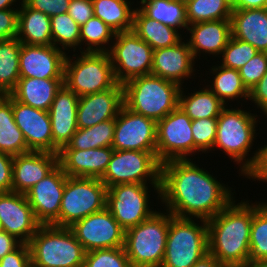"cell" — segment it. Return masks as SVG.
<instances>
[{"instance_id": "cell-57", "label": "cell", "mask_w": 267, "mask_h": 267, "mask_svg": "<svg viewBox=\"0 0 267 267\" xmlns=\"http://www.w3.org/2000/svg\"><path fill=\"white\" fill-rule=\"evenodd\" d=\"M233 6L238 0H227Z\"/></svg>"}, {"instance_id": "cell-50", "label": "cell", "mask_w": 267, "mask_h": 267, "mask_svg": "<svg viewBox=\"0 0 267 267\" xmlns=\"http://www.w3.org/2000/svg\"><path fill=\"white\" fill-rule=\"evenodd\" d=\"M266 143V144H265ZM264 144L259 145V156L254 168L246 175L244 179H249L251 182H263L267 184V140ZM257 181V182H256Z\"/></svg>"}, {"instance_id": "cell-3", "label": "cell", "mask_w": 267, "mask_h": 267, "mask_svg": "<svg viewBox=\"0 0 267 267\" xmlns=\"http://www.w3.org/2000/svg\"><path fill=\"white\" fill-rule=\"evenodd\" d=\"M245 108V105H241L240 108L239 105L234 108L233 105H229L222 109L217 118L216 140L210 152V155L215 154L217 150L222 154L225 153L231 162H235L234 164L240 167L237 174L239 177L242 176L241 178H245L257 162L259 147L257 146L254 151L253 146L257 140L256 136L259 135L257 131H261L258 128L260 125L258 119L260 116L261 119L263 118L259 113L258 115L256 112L252 113L250 106L249 109Z\"/></svg>"}, {"instance_id": "cell-37", "label": "cell", "mask_w": 267, "mask_h": 267, "mask_svg": "<svg viewBox=\"0 0 267 267\" xmlns=\"http://www.w3.org/2000/svg\"><path fill=\"white\" fill-rule=\"evenodd\" d=\"M115 130V120H107L90 128H78L71 141L62 149L87 150L111 147Z\"/></svg>"}, {"instance_id": "cell-5", "label": "cell", "mask_w": 267, "mask_h": 267, "mask_svg": "<svg viewBox=\"0 0 267 267\" xmlns=\"http://www.w3.org/2000/svg\"><path fill=\"white\" fill-rule=\"evenodd\" d=\"M28 246L32 267H83L86 251L70 227L40 225Z\"/></svg>"}, {"instance_id": "cell-23", "label": "cell", "mask_w": 267, "mask_h": 267, "mask_svg": "<svg viewBox=\"0 0 267 267\" xmlns=\"http://www.w3.org/2000/svg\"><path fill=\"white\" fill-rule=\"evenodd\" d=\"M79 97L65 85L57 92L48 110L53 137V153L66 146L77 131V107Z\"/></svg>"}, {"instance_id": "cell-7", "label": "cell", "mask_w": 267, "mask_h": 267, "mask_svg": "<svg viewBox=\"0 0 267 267\" xmlns=\"http://www.w3.org/2000/svg\"><path fill=\"white\" fill-rule=\"evenodd\" d=\"M207 253V221L175 217L170 213L167 242L161 267H192Z\"/></svg>"}, {"instance_id": "cell-44", "label": "cell", "mask_w": 267, "mask_h": 267, "mask_svg": "<svg viewBox=\"0 0 267 267\" xmlns=\"http://www.w3.org/2000/svg\"><path fill=\"white\" fill-rule=\"evenodd\" d=\"M238 72L243 85L250 92L267 72V53L258 52Z\"/></svg>"}, {"instance_id": "cell-24", "label": "cell", "mask_w": 267, "mask_h": 267, "mask_svg": "<svg viewBox=\"0 0 267 267\" xmlns=\"http://www.w3.org/2000/svg\"><path fill=\"white\" fill-rule=\"evenodd\" d=\"M113 151L112 147L61 149L58 153V164L69 177L100 179L107 169Z\"/></svg>"}, {"instance_id": "cell-11", "label": "cell", "mask_w": 267, "mask_h": 267, "mask_svg": "<svg viewBox=\"0 0 267 267\" xmlns=\"http://www.w3.org/2000/svg\"><path fill=\"white\" fill-rule=\"evenodd\" d=\"M160 176L157 152L114 150L100 180L107 188L125 183L160 185Z\"/></svg>"}, {"instance_id": "cell-45", "label": "cell", "mask_w": 267, "mask_h": 267, "mask_svg": "<svg viewBox=\"0 0 267 267\" xmlns=\"http://www.w3.org/2000/svg\"><path fill=\"white\" fill-rule=\"evenodd\" d=\"M71 0H23L30 8L41 11L49 17L68 12Z\"/></svg>"}, {"instance_id": "cell-13", "label": "cell", "mask_w": 267, "mask_h": 267, "mask_svg": "<svg viewBox=\"0 0 267 267\" xmlns=\"http://www.w3.org/2000/svg\"><path fill=\"white\" fill-rule=\"evenodd\" d=\"M156 152L161 164L194 156L192 120L179 107L157 122Z\"/></svg>"}, {"instance_id": "cell-41", "label": "cell", "mask_w": 267, "mask_h": 267, "mask_svg": "<svg viewBox=\"0 0 267 267\" xmlns=\"http://www.w3.org/2000/svg\"><path fill=\"white\" fill-rule=\"evenodd\" d=\"M258 50L248 42L238 40L231 36L228 44L223 49L222 57L217 58V63L220 65L239 70L245 64H247L255 55L258 54Z\"/></svg>"}, {"instance_id": "cell-25", "label": "cell", "mask_w": 267, "mask_h": 267, "mask_svg": "<svg viewBox=\"0 0 267 267\" xmlns=\"http://www.w3.org/2000/svg\"><path fill=\"white\" fill-rule=\"evenodd\" d=\"M58 165V154L30 151L16 155L12 166V191L26 194Z\"/></svg>"}, {"instance_id": "cell-31", "label": "cell", "mask_w": 267, "mask_h": 267, "mask_svg": "<svg viewBox=\"0 0 267 267\" xmlns=\"http://www.w3.org/2000/svg\"><path fill=\"white\" fill-rule=\"evenodd\" d=\"M132 31L153 50L171 47L184 38L180 31L150 19L138 7H135L134 11Z\"/></svg>"}, {"instance_id": "cell-14", "label": "cell", "mask_w": 267, "mask_h": 267, "mask_svg": "<svg viewBox=\"0 0 267 267\" xmlns=\"http://www.w3.org/2000/svg\"><path fill=\"white\" fill-rule=\"evenodd\" d=\"M70 229L86 252L124 247L125 230L106 207L76 221Z\"/></svg>"}, {"instance_id": "cell-16", "label": "cell", "mask_w": 267, "mask_h": 267, "mask_svg": "<svg viewBox=\"0 0 267 267\" xmlns=\"http://www.w3.org/2000/svg\"><path fill=\"white\" fill-rule=\"evenodd\" d=\"M67 175L58 164L26 192V198L41 225L59 226V213Z\"/></svg>"}, {"instance_id": "cell-8", "label": "cell", "mask_w": 267, "mask_h": 267, "mask_svg": "<svg viewBox=\"0 0 267 267\" xmlns=\"http://www.w3.org/2000/svg\"><path fill=\"white\" fill-rule=\"evenodd\" d=\"M70 54L64 64V85L78 97L111 89L117 83L108 53Z\"/></svg>"}, {"instance_id": "cell-21", "label": "cell", "mask_w": 267, "mask_h": 267, "mask_svg": "<svg viewBox=\"0 0 267 267\" xmlns=\"http://www.w3.org/2000/svg\"><path fill=\"white\" fill-rule=\"evenodd\" d=\"M186 32L184 37L195 60L199 62L201 60L200 56L207 59L208 56L211 57L212 55L213 61L217 57H221L223 49L232 36L231 21L230 19H222L199 22L188 25Z\"/></svg>"}, {"instance_id": "cell-22", "label": "cell", "mask_w": 267, "mask_h": 267, "mask_svg": "<svg viewBox=\"0 0 267 267\" xmlns=\"http://www.w3.org/2000/svg\"><path fill=\"white\" fill-rule=\"evenodd\" d=\"M123 105L124 90L119 83L111 89L81 96L77 107V126L90 128L107 120H115Z\"/></svg>"}, {"instance_id": "cell-15", "label": "cell", "mask_w": 267, "mask_h": 267, "mask_svg": "<svg viewBox=\"0 0 267 267\" xmlns=\"http://www.w3.org/2000/svg\"><path fill=\"white\" fill-rule=\"evenodd\" d=\"M157 123L125 105L115 118L114 150L156 152Z\"/></svg>"}, {"instance_id": "cell-54", "label": "cell", "mask_w": 267, "mask_h": 267, "mask_svg": "<svg viewBox=\"0 0 267 267\" xmlns=\"http://www.w3.org/2000/svg\"><path fill=\"white\" fill-rule=\"evenodd\" d=\"M192 267H224L212 254L209 252L199 259Z\"/></svg>"}, {"instance_id": "cell-10", "label": "cell", "mask_w": 267, "mask_h": 267, "mask_svg": "<svg viewBox=\"0 0 267 267\" xmlns=\"http://www.w3.org/2000/svg\"><path fill=\"white\" fill-rule=\"evenodd\" d=\"M106 185L99 178L67 176L62 195L59 227H71L106 207Z\"/></svg>"}, {"instance_id": "cell-29", "label": "cell", "mask_w": 267, "mask_h": 267, "mask_svg": "<svg viewBox=\"0 0 267 267\" xmlns=\"http://www.w3.org/2000/svg\"><path fill=\"white\" fill-rule=\"evenodd\" d=\"M202 77L203 76H201L200 79L201 81L199 80L197 83V85H199L200 82L198 89L192 86L194 89L190 87L191 92H189V89L186 88L187 81L184 86L185 88L181 87L180 89L178 107L184 111L191 120L218 118L222 109L225 107V104L206 86L207 82L201 84V82L203 83Z\"/></svg>"}, {"instance_id": "cell-51", "label": "cell", "mask_w": 267, "mask_h": 267, "mask_svg": "<svg viewBox=\"0 0 267 267\" xmlns=\"http://www.w3.org/2000/svg\"><path fill=\"white\" fill-rule=\"evenodd\" d=\"M14 156L0 152V193L12 191V166Z\"/></svg>"}, {"instance_id": "cell-58", "label": "cell", "mask_w": 267, "mask_h": 267, "mask_svg": "<svg viewBox=\"0 0 267 267\" xmlns=\"http://www.w3.org/2000/svg\"><path fill=\"white\" fill-rule=\"evenodd\" d=\"M262 116H264V118L267 119V111L264 112V113L262 114ZM266 121H267V120H266Z\"/></svg>"}, {"instance_id": "cell-55", "label": "cell", "mask_w": 267, "mask_h": 267, "mask_svg": "<svg viewBox=\"0 0 267 267\" xmlns=\"http://www.w3.org/2000/svg\"><path fill=\"white\" fill-rule=\"evenodd\" d=\"M22 2L23 0H0V10H5V9H10V8H15V7L19 8Z\"/></svg>"}, {"instance_id": "cell-12", "label": "cell", "mask_w": 267, "mask_h": 267, "mask_svg": "<svg viewBox=\"0 0 267 267\" xmlns=\"http://www.w3.org/2000/svg\"><path fill=\"white\" fill-rule=\"evenodd\" d=\"M153 51L132 30L116 33L108 54L117 83L151 74Z\"/></svg>"}, {"instance_id": "cell-32", "label": "cell", "mask_w": 267, "mask_h": 267, "mask_svg": "<svg viewBox=\"0 0 267 267\" xmlns=\"http://www.w3.org/2000/svg\"><path fill=\"white\" fill-rule=\"evenodd\" d=\"M136 3H138V8L150 19L171 26L185 35L188 21L186 5L183 0H137Z\"/></svg>"}, {"instance_id": "cell-19", "label": "cell", "mask_w": 267, "mask_h": 267, "mask_svg": "<svg viewBox=\"0 0 267 267\" xmlns=\"http://www.w3.org/2000/svg\"><path fill=\"white\" fill-rule=\"evenodd\" d=\"M0 221L3 231L26 244L41 225L26 195L13 191L0 193Z\"/></svg>"}, {"instance_id": "cell-17", "label": "cell", "mask_w": 267, "mask_h": 267, "mask_svg": "<svg viewBox=\"0 0 267 267\" xmlns=\"http://www.w3.org/2000/svg\"><path fill=\"white\" fill-rule=\"evenodd\" d=\"M195 65L196 60L184 37L176 45L153 51L151 74L184 87L186 80L194 79L188 80L192 84V81L195 83V79H198L196 77H201L197 74L204 76L196 69L198 65Z\"/></svg>"}, {"instance_id": "cell-56", "label": "cell", "mask_w": 267, "mask_h": 267, "mask_svg": "<svg viewBox=\"0 0 267 267\" xmlns=\"http://www.w3.org/2000/svg\"><path fill=\"white\" fill-rule=\"evenodd\" d=\"M234 267H267V260L261 261H246L243 264H239Z\"/></svg>"}, {"instance_id": "cell-39", "label": "cell", "mask_w": 267, "mask_h": 267, "mask_svg": "<svg viewBox=\"0 0 267 267\" xmlns=\"http://www.w3.org/2000/svg\"><path fill=\"white\" fill-rule=\"evenodd\" d=\"M50 20L52 44L66 54L80 52V26L74 19L64 13L51 16Z\"/></svg>"}, {"instance_id": "cell-59", "label": "cell", "mask_w": 267, "mask_h": 267, "mask_svg": "<svg viewBox=\"0 0 267 267\" xmlns=\"http://www.w3.org/2000/svg\"><path fill=\"white\" fill-rule=\"evenodd\" d=\"M3 231V228H2V223L0 221V232Z\"/></svg>"}, {"instance_id": "cell-2", "label": "cell", "mask_w": 267, "mask_h": 267, "mask_svg": "<svg viewBox=\"0 0 267 267\" xmlns=\"http://www.w3.org/2000/svg\"><path fill=\"white\" fill-rule=\"evenodd\" d=\"M246 199L234 198L207 221L208 252L224 267L243 264L248 258L253 202Z\"/></svg>"}, {"instance_id": "cell-26", "label": "cell", "mask_w": 267, "mask_h": 267, "mask_svg": "<svg viewBox=\"0 0 267 267\" xmlns=\"http://www.w3.org/2000/svg\"><path fill=\"white\" fill-rule=\"evenodd\" d=\"M230 21L232 37L267 53V8L233 9Z\"/></svg>"}, {"instance_id": "cell-40", "label": "cell", "mask_w": 267, "mask_h": 267, "mask_svg": "<svg viewBox=\"0 0 267 267\" xmlns=\"http://www.w3.org/2000/svg\"><path fill=\"white\" fill-rule=\"evenodd\" d=\"M185 5L188 25L230 19L233 11L227 0H189Z\"/></svg>"}, {"instance_id": "cell-6", "label": "cell", "mask_w": 267, "mask_h": 267, "mask_svg": "<svg viewBox=\"0 0 267 267\" xmlns=\"http://www.w3.org/2000/svg\"><path fill=\"white\" fill-rule=\"evenodd\" d=\"M151 217L125 231L124 249L132 267H161L170 212L157 208ZM163 210V211H161Z\"/></svg>"}, {"instance_id": "cell-38", "label": "cell", "mask_w": 267, "mask_h": 267, "mask_svg": "<svg viewBox=\"0 0 267 267\" xmlns=\"http://www.w3.org/2000/svg\"><path fill=\"white\" fill-rule=\"evenodd\" d=\"M248 261L267 260V200L253 201Z\"/></svg>"}, {"instance_id": "cell-9", "label": "cell", "mask_w": 267, "mask_h": 267, "mask_svg": "<svg viewBox=\"0 0 267 267\" xmlns=\"http://www.w3.org/2000/svg\"><path fill=\"white\" fill-rule=\"evenodd\" d=\"M151 191L154 194L153 197L150 196ZM151 198L157 199L156 204H160V185L116 184L107 188L106 208L126 231L148 219L157 211L151 204L154 203Z\"/></svg>"}, {"instance_id": "cell-33", "label": "cell", "mask_w": 267, "mask_h": 267, "mask_svg": "<svg viewBox=\"0 0 267 267\" xmlns=\"http://www.w3.org/2000/svg\"><path fill=\"white\" fill-rule=\"evenodd\" d=\"M0 152L12 156L30 152L22 131L14 121L10 94L0 95Z\"/></svg>"}, {"instance_id": "cell-4", "label": "cell", "mask_w": 267, "mask_h": 267, "mask_svg": "<svg viewBox=\"0 0 267 267\" xmlns=\"http://www.w3.org/2000/svg\"><path fill=\"white\" fill-rule=\"evenodd\" d=\"M181 87L153 74L123 84L124 105L156 123L178 107Z\"/></svg>"}, {"instance_id": "cell-42", "label": "cell", "mask_w": 267, "mask_h": 267, "mask_svg": "<svg viewBox=\"0 0 267 267\" xmlns=\"http://www.w3.org/2000/svg\"><path fill=\"white\" fill-rule=\"evenodd\" d=\"M217 118L192 120V135L194 139V156L208 154L213 150L216 140Z\"/></svg>"}, {"instance_id": "cell-1", "label": "cell", "mask_w": 267, "mask_h": 267, "mask_svg": "<svg viewBox=\"0 0 267 267\" xmlns=\"http://www.w3.org/2000/svg\"><path fill=\"white\" fill-rule=\"evenodd\" d=\"M191 159L161 164L160 206L175 217L210 220L237 195L215 174ZM165 206V207H164Z\"/></svg>"}, {"instance_id": "cell-48", "label": "cell", "mask_w": 267, "mask_h": 267, "mask_svg": "<svg viewBox=\"0 0 267 267\" xmlns=\"http://www.w3.org/2000/svg\"><path fill=\"white\" fill-rule=\"evenodd\" d=\"M67 13L81 26L94 16L93 2L92 0H71Z\"/></svg>"}, {"instance_id": "cell-52", "label": "cell", "mask_w": 267, "mask_h": 267, "mask_svg": "<svg viewBox=\"0 0 267 267\" xmlns=\"http://www.w3.org/2000/svg\"><path fill=\"white\" fill-rule=\"evenodd\" d=\"M21 242L6 231L0 232V260L8 253L15 250Z\"/></svg>"}, {"instance_id": "cell-53", "label": "cell", "mask_w": 267, "mask_h": 267, "mask_svg": "<svg viewBox=\"0 0 267 267\" xmlns=\"http://www.w3.org/2000/svg\"><path fill=\"white\" fill-rule=\"evenodd\" d=\"M233 9H260L267 8V0H238Z\"/></svg>"}, {"instance_id": "cell-18", "label": "cell", "mask_w": 267, "mask_h": 267, "mask_svg": "<svg viewBox=\"0 0 267 267\" xmlns=\"http://www.w3.org/2000/svg\"><path fill=\"white\" fill-rule=\"evenodd\" d=\"M67 54L52 45L22 43L20 50V78L64 79Z\"/></svg>"}, {"instance_id": "cell-43", "label": "cell", "mask_w": 267, "mask_h": 267, "mask_svg": "<svg viewBox=\"0 0 267 267\" xmlns=\"http://www.w3.org/2000/svg\"><path fill=\"white\" fill-rule=\"evenodd\" d=\"M83 267H132L124 247L86 252Z\"/></svg>"}, {"instance_id": "cell-34", "label": "cell", "mask_w": 267, "mask_h": 267, "mask_svg": "<svg viewBox=\"0 0 267 267\" xmlns=\"http://www.w3.org/2000/svg\"><path fill=\"white\" fill-rule=\"evenodd\" d=\"M133 1L135 0H92L94 16L100 18L116 33L130 31L133 28V15L137 7V3Z\"/></svg>"}, {"instance_id": "cell-30", "label": "cell", "mask_w": 267, "mask_h": 267, "mask_svg": "<svg viewBox=\"0 0 267 267\" xmlns=\"http://www.w3.org/2000/svg\"><path fill=\"white\" fill-rule=\"evenodd\" d=\"M16 38L29 45H52L50 17L22 2L18 11Z\"/></svg>"}, {"instance_id": "cell-20", "label": "cell", "mask_w": 267, "mask_h": 267, "mask_svg": "<svg viewBox=\"0 0 267 267\" xmlns=\"http://www.w3.org/2000/svg\"><path fill=\"white\" fill-rule=\"evenodd\" d=\"M14 121L29 151L53 153L52 126L48 111L33 108L12 97Z\"/></svg>"}, {"instance_id": "cell-46", "label": "cell", "mask_w": 267, "mask_h": 267, "mask_svg": "<svg viewBox=\"0 0 267 267\" xmlns=\"http://www.w3.org/2000/svg\"><path fill=\"white\" fill-rule=\"evenodd\" d=\"M0 267H32L28 244L21 243L0 260Z\"/></svg>"}, {"instance_id": "cell-35", "label": "cell", "mask_w": 267, "mask_h": 267, "mask_svg": "<svg viewBox=\"0 0 267 267\" xmlns=\"http://www.w3.org/2000/svg\"><path fill=\"white\" fill-rule=\"evenodd\" d=\"M16 37L0 41V95L9 94L20 79V50Z\"/></svg>"}, {"instance_id": "cell-36", "label": "cell", "mask_w": 267, "mask_h": 267, "mask_svg": "<svg viewBox=\"0 0 267 267\" xmlns=\"http://www.w3.org/2000/svg\"><path fill=\"white\" fill-rule=\"evenodd\" d=\"M115 35L100 18L92 16L80 26V52L108 53Z\"/></svg>"}, {"instance_id": "cell-27", "label": "cell", "mask_w": 267, "mask_h": 267, "mask_svg": "<svg viewBox=\"0 0 267 267\" xmlns=\"http://www.w3.org/2000/svg\"><path fill=\"white\" fill-rule=\"evenodd\" d=\"M210 68L208 67L207 70L209 71L206 72L208 78L203 79V81L205 82L207 80L208 83L206 86L213 94L219 98L225 106H228L229 103L231 106V102L236 101L238 104L235 105L241 106L246 104V107H248L249 91L243 85L238 70L224 67L219 63L217 64V62ZM244 102L245 104H243ZM246 102H248V104Z\"/></svg>"}, {"instance_id": "cell-47", "label": "cell", "mask_w": 267, "mask_h": 267, "mask_svg": "<svg viewBox=\"0 0 267 267\" xmlns=\"http://www.w3.org/2000/svg\"><path fill=\"white\" fill-rule=\"evenodd\" d=\"M19 8L0 10V41L17 36Z\"/></svg>"}, {"instance_id": "cell-28", "label": "cell", "mask_w": 267, "mask_h": 267, "mask_svg": "<svg viewBox=\"0 0 267 267\" xmlns=\"http://www.w3.org/2000/svg\"><path fill=\"white\" fill-rule=\"evenodd\" d=\"M63 85L64 79L20 78L9 94L23 104L48 111Z\"/></svg>"}, {"instance_id": "cell-49", "label": "cell", "mask_w": 267, "mask_h": 267, "mask_svg": "<svg viewBox=\"0 0 267 267\" xmlns=\"http://www.w3.org/2000/svg\"><path fill=\"white\" fill-rule=\"evenodd\" d=\"M249 101L253 103L251 108H256L254 112L262 115L267 111V72L249 92Z\"/></svg>"}]
</instances>
